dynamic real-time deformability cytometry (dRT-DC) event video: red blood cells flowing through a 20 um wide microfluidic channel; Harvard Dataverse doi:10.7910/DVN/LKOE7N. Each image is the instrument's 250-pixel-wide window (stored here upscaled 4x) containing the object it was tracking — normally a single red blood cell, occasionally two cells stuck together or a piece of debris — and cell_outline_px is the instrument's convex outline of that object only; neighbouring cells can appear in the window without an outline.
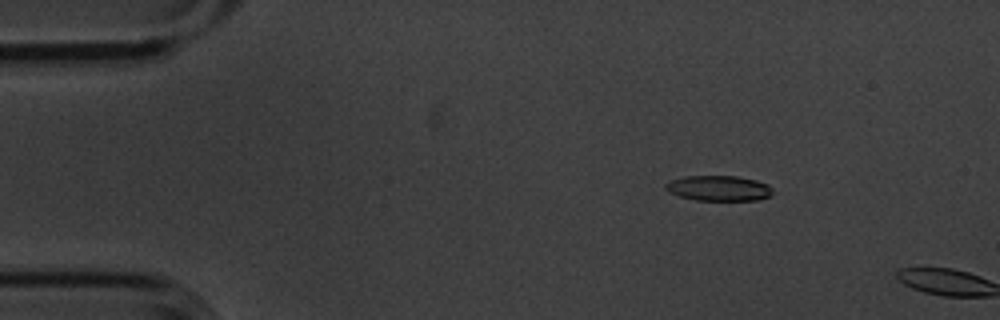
{"species": "common noctule bat (a hibernating species)", "species_latin": "Nyctalus noctula", "temperature_condition": "cold", "stored_images_in_passage": 4, "camera_frame_rate_fps": 3000, "um_per_image_px": 0.085, "animal": {"sex": "male", "body_mass_g": 20.1, "forearm_length_mm": 53.5}, "frame": {"image": 1, "passage_image": 3, "time_ms": 0.667, "image_size_px": [1000, 320], "cell_outline_px": [[772, 196], [760, 200], [696, 200], [680, 196], [668, 192], [664, 188], [664, 184], [672, 180], [684, 176], [736, 176], [756, 180], [768, 184], [772, 188]], "centroid_in_image_um": [61.11, 16.0], "position_along_channel_um": 23.9, "area_um2": 15.9}}